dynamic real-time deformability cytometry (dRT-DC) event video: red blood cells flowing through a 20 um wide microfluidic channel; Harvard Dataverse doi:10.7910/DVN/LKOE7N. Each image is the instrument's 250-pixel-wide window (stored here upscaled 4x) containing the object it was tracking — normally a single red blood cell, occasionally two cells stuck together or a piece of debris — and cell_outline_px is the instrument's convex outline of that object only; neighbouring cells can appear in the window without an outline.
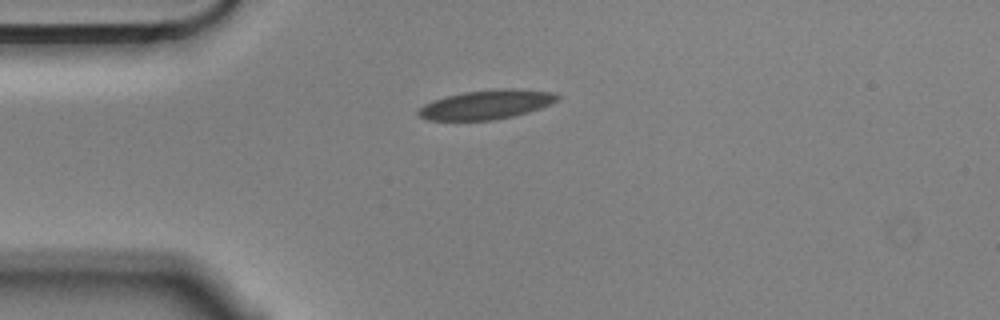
{"species": "Egyptian fruit bat (a non-hibernating species)", "species_latin": "Rousettus aegyptiacus", "temperature_condition": "cold", "stored_images_in_passage": 6, "camera_frame_rate_fps": 3000, "um_per_image_px": 0.085, "animal": {"sex": "male"}, "frame": {"image": 1, "passage_image": 1, "time_ms": 0.0, "image_size_px": [1000, 320], "cell_outline_px": [[560, 100], [540, 108], [528, 112], [512, 116], [492, 120], [428, 120], [420, 116], [416, 112], [424, 104], [432, 100], [444, 96], [464, 92], [500, 88], [512, 88], [556, 92], [560, 96]], "centroid_in_image_um": [41.37, 8.87], "position_along_channel_um": 43.6, "area_um2": 23.81}}
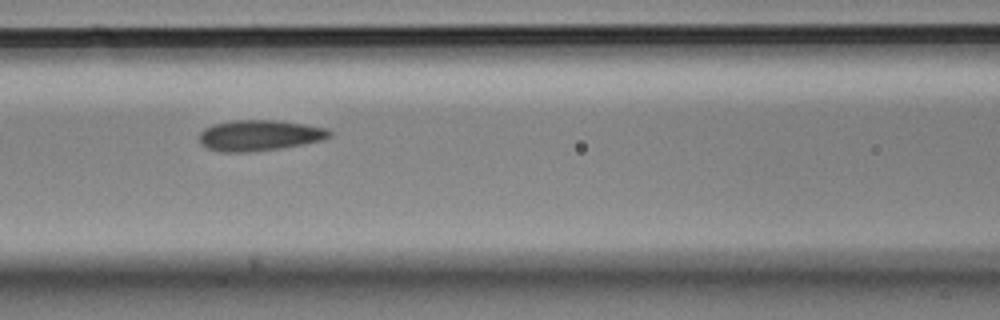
{"frame": {"image": 2, "passage_image": 4, "time_ms": 1.0, "image_size_px": [1000, 320], "cell_outline_px": [[332, 136], [324, 140], [280, 148], [252, 152], [220, 152], [208, 148], [200, 144], [200, 132], [204, 128], [212, 124], [232, 120], [280, 120], [328, 128], [332, 132]], "centroid_in_image_um": [22.06, 11.5], "position_along_channel_um": 144.5, "area_um2": 23.64}}
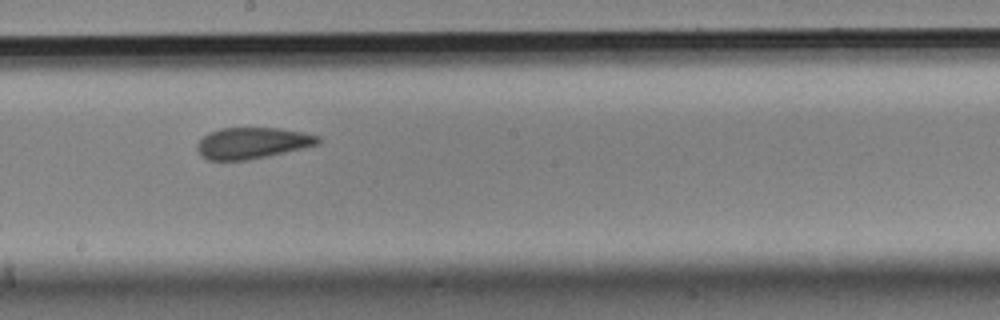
{"frame": {"image": 3, "passage_image": 6, "time_ms": 1.667, "image_size_px": [1000, 320], "cell_outline_px": [[320, 144], [268, 156], [248, 160], [208, 160], [200, 156], [196, 148], [196, 144], [208, 132], [220, 128], [280, 128], [304, 132], [320, 136]], "centroid_in_image_um": [21.44, 12.16], "position_along_channel_um": 226.8, "area_um2": 22.2}}